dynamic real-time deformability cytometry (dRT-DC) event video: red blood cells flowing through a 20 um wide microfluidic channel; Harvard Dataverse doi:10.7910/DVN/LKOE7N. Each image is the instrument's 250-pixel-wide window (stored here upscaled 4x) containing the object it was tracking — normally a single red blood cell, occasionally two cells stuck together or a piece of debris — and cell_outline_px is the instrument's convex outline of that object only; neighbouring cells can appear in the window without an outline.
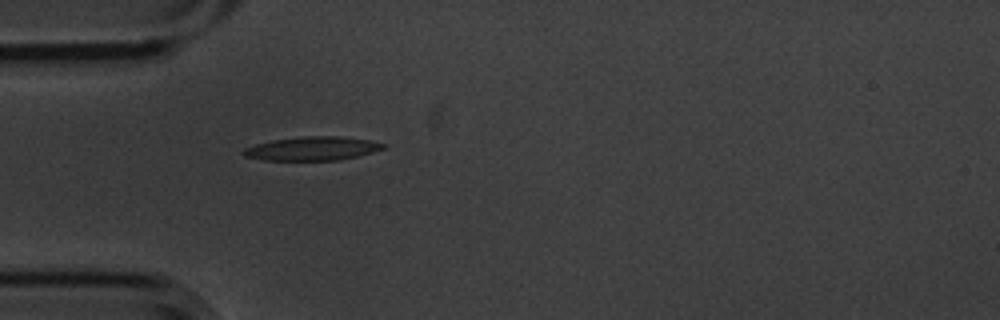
{"species": "common noctule bat (a hibernating species)", "species_latin": "Nyctalus noctula", "temperature_condition": "cold", "stored_images_in_passage": 1, "camera_frame_rate_fps": 3000, "um_per_image_px": 0.085, "animal": {"sex": "male", "body_mass_g": 20.1, "forearm_length_mm": 53.5}, "frame": {"image": 1, "passage_image": 1, "time_ms": 0.0, "image_size_px": [1000, 320], "cell_outline_px": [[388, 144], [384, 148], [372, 152], [340, 160], [264, 160], [244, 156], [240, 152], [244, 148], [256, 144], [272, 140], [304, 136], [340, 136], [368, 140]], "centroid_in_image_um": [26.52, 12.62], "position_along_channel_um": 58.5, "area_um2": 19.31}}